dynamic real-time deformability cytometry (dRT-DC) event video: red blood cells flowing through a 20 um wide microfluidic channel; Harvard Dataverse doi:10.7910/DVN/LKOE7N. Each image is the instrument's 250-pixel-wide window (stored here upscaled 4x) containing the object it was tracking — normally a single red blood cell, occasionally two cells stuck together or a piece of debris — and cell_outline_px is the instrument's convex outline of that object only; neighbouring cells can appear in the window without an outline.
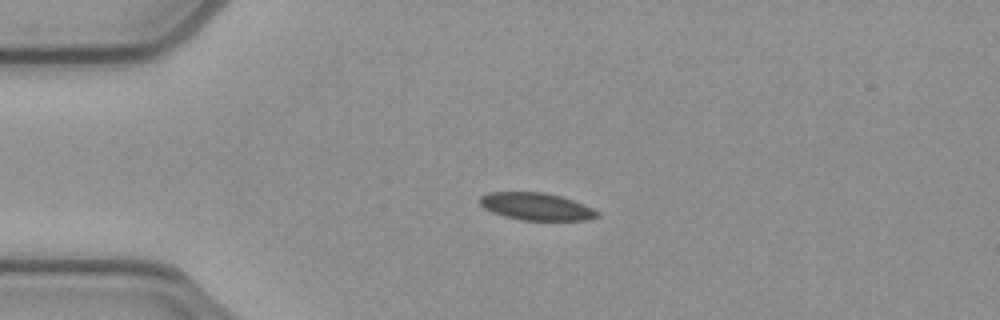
{"species": "common noctule bat (a hibernating species)", "species_latin": "Nyctalus noctula", "temperature_condition": "cold", "stored_images_in_passage": 41, "camera_frame_rate_fps": 3000, "um_per_image_px": 0.085, "animal": {"sex": "female", "body_mass_g": 21.9}, "frame": {"image": 1, "passage_image": 1, "time_ms": 0.0, "image_size_px": [1000, 320], "cell_outline_px": [[600, 216], [588, 220], [520, 220], [504, 216], [492, 212], [484, 208], [476, 200], [480, 196], [488, 192], [544, 192], [560, 196], [584, 204], [600, 212]], "centroid_in_image_um": [45.56, 17.55], "position_along_channel_um": 39.4, "area_um2": 18.9}}
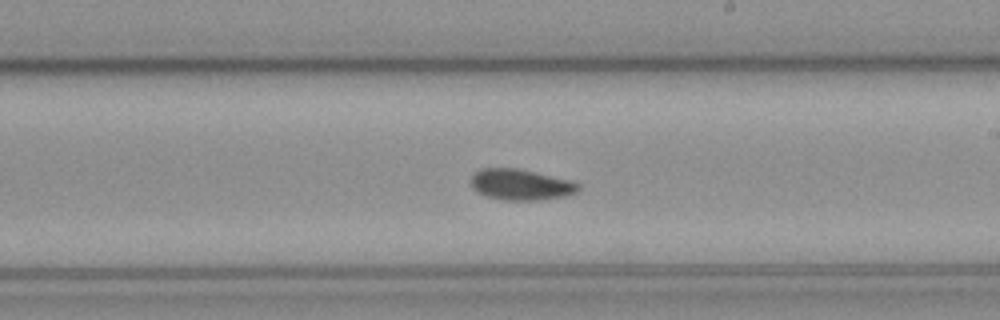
{"frame": {"image": 2, "passage_image": 19, "time_ms": 6.0, "image_size_px": [1000, 320], "cell_outline_px": [[580, 188], [576, 192], [564, 196], [540, 200], [504, 200], [488, 196], [476, 192], [472, 188], [472, 176], [480, 168], [516, 168], [572, 180], [580, 184]], "centroid_in_image_um": [44.28, 15.69], "position_along_channel_um": 244.7, "area_um2": 19.31}}
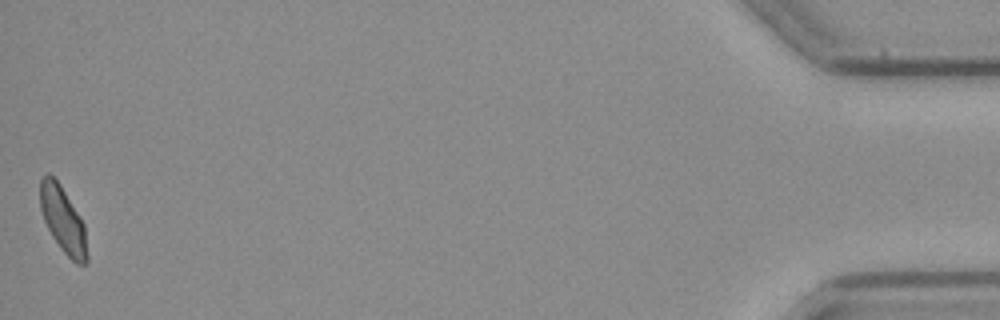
{"frame": {"image": 3, "passage_image": 41, "time_ms": 13.333, "image_size_px": [1000, 320], "cell_outline_px": [[88, 260], [84, 264], [76, 264], [60, 248], [52, 236], [44, 220], [40, 208], [40, 180], [48, 172], [60, 184], [80, 216], [84, 224], [88, 256]], "centroid_in_image_um": [5.36, 18.7], "position_along_channel_um": 429.8, "area_um2": 17.98}}